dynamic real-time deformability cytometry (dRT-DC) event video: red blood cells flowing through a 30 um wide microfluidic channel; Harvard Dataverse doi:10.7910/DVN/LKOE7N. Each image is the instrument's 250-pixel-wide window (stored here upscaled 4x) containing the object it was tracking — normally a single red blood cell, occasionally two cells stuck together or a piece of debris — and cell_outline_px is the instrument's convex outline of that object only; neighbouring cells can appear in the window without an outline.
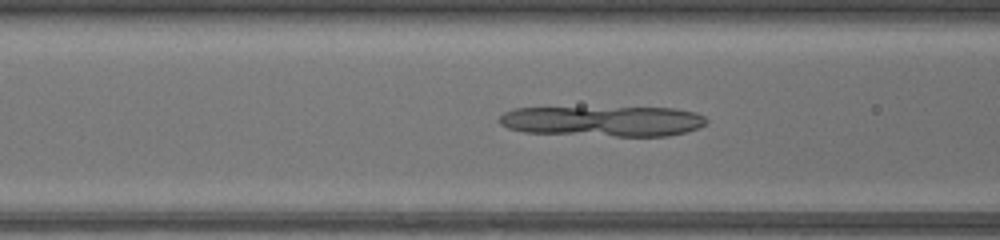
{"species": "common noctule bat (a hibernating species)", "species_latin": "Nyctalus noctula", "temperature_condition": "warm", "stored_images_in_passage": 49, "camera_frame_rate_fps": 3000, "um_per_image_px": 0.085, "animal": {"sex": "female", "body_mass_g": 17.0, "forearm_length_mm": 48.0}, "frame": {"image": 1, "passage_image": 21, "time_ms": 6.667, "image_size_px": [1000, 240], "cell_outline_px": [[708, 120], [704, 124], [696, 128], [684, 132], [668, 136], [616, 136], [524, 132], [508, 128], [500, 124], [496, 120], [504, 112], [516, 108], [676, 108], [696, 112], [704, 116]], "centroid_in_image_um": [51.25, 10.3], "position_along_channel_um": 115.4, "area_um2": 36.59}}